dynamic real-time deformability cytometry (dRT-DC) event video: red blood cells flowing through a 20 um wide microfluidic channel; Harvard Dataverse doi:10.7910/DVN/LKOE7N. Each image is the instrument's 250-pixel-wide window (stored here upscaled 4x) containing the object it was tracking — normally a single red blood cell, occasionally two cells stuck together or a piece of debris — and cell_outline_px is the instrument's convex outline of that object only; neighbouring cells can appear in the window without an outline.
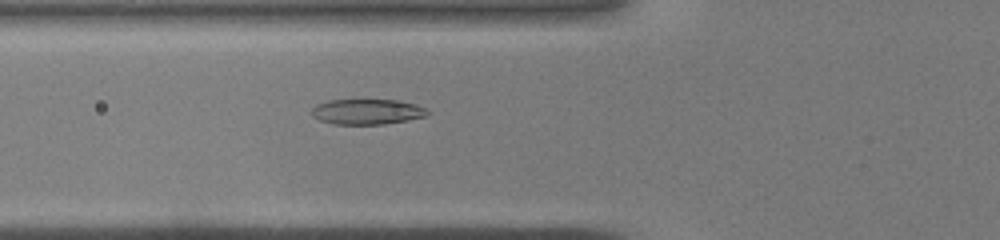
{"species": "common noctule bat (a hibernating species)", "species_latin": "Nyctalus noctula", "temperature_condition": "warm", "stored_images_in_passage": 30, "camera_frame_rate_fps": 3000, "um_per_image_px": 0.085, "animal": {"sex": "male", "body_mass_g": 19.0, "forearm_length_mm": 50.8}, "frame": {"image": 1, "passage_image": 3, "time_ms": 0.667, "image_size_px": [1000, 240], "cell_outline_px": [[428, 116], [408, 120], [384, 124], [332, 124], [320, 120], [312, 116], [308, 112], [316, 104], [328, 100], [400, 100], [416, 104], [424, 108], [428, 112]], "centroid_in_image_um": [31.17, 9.49], "position_along_channel_um": 94.6, "area_um2": 17.28}}
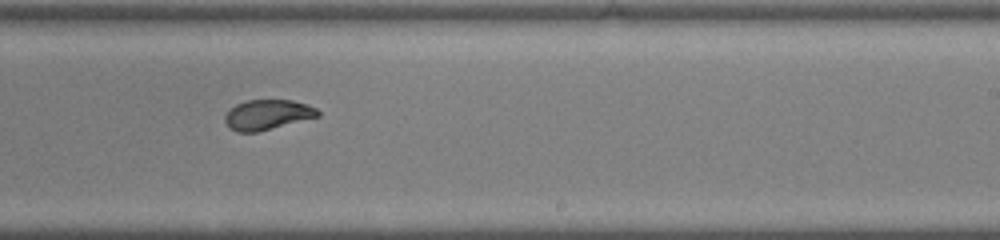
{"frame": {"image": 2, "passage_image": 14, "time_ms": 4.333, "image_size_px": [1000, 240], "cell_outline_px": [[320, 116], [256, 132], [236, 132], [228, 128], [224, 120], [224, 116], [236, 104], [248, 100], [292, 100], [308, 104], [316, 108], [320, 112]], "centroid_in_image_um": [22.73, 9.75], "position_along_channel_um": 266.3, "area_um2": 16.24}}
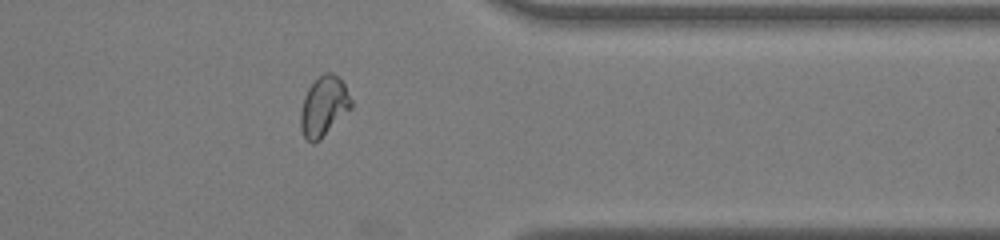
{"frame": {"image": 3, "passage_image": 22, "time_ms": 7.0, "image_size_px": [1000, 240], "cell_outline_px": [[352, 108], [320, 140], [312, 144], [304, 136], [300, 128], [300, 112], [304, 96], [308, 88], [324, 72], [332, 72], [340, 76], [352, 100]], "centroid_in_image_um": [27.53, 9.04], "position_along_channel_um": 383.9, "area_um2": 17.8}}